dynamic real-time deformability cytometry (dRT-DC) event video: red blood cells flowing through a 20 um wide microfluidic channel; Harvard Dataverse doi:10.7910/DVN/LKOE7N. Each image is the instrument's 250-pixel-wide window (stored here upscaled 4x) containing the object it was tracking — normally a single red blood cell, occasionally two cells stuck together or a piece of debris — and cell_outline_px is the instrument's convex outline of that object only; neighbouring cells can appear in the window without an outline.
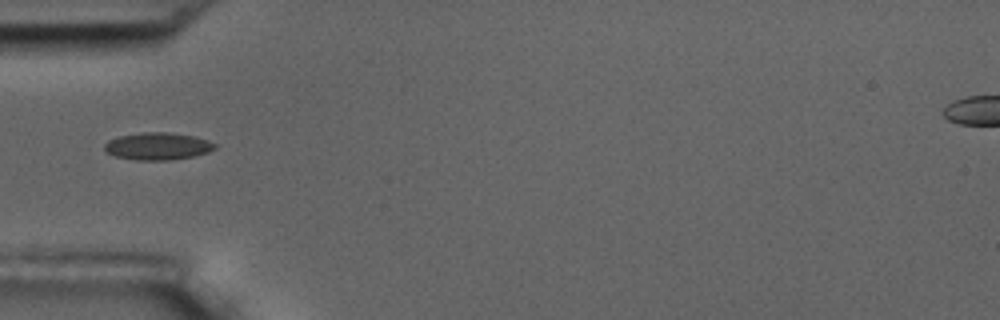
{"species": "common noctule bat (a hibernating species)", "species_latin": "Nyctalus noctula", "temperature_condition": "room temperature", "stored_images_in_passage": 11, "camera_frame_rate_fps": 3000, "um_per_image_px": 0.085, "animal": {"sex": "male", "body_mass_g": 17.5, "forearm_length_mm": 52.3}, "frame": {"image": 1, "passage_image": 1, "time_ms": 0.0, "image_size_px": [1000, 320], "cell_outline_px": [[216, 148], [208, 152], [192, 156], [172, 160], [136, 160], [116, 156], [108, 152], [104, 148], [104, 144], [108, 140], [120, 136], [144, 132], [168, 132], [192, 136], [208, 140], [216, 144]], "centroid_in_image_um": [13.41, 12.43], "position_along_channel_um": 71.6, "area_um2": 17.4}}
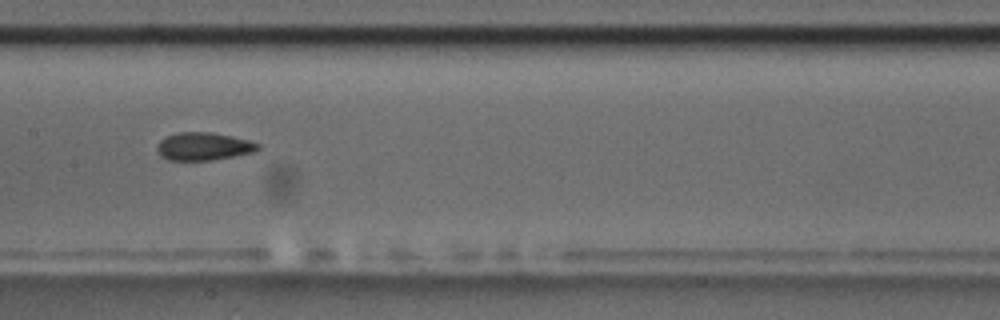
{"frame": {"image": 2, "passage_image": 4, "time_ms": 3.333, "image_size_px": [1000, 320], "cell_outline_px": [[260, 148], [252, 152], [212, 160], [168, 160], [160, 156], [156, 148], [160, 140], [168, 136], [180, 132], [212, 132], [232, 136], [248, 140], [260, 144]], "centroid_in_image_um": [17.29, 12.44], "position_along_channel_um": 190.1, "area_um2": 16.24}}
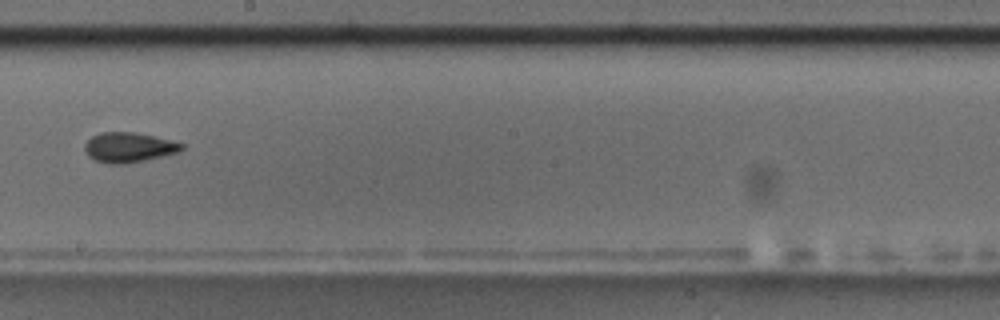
{"frame": {"image": 3, "passage_image": 5, "time_ms": 4.667, "image_size_px": [1000, 320], "cell_outline_px": [[184, 148], [180, 152], [164, 156], [144, 160], [120, 164], [108, 164], [96, 160], [88, 156], [84, 148], [84, 144], [92, 136], [100, 132], [136, 132], [184, 144]], "centroid_in_image_um": [10.93, 12.53], "position_along_channel_um": 237.3, "area_um2": 16.82}}